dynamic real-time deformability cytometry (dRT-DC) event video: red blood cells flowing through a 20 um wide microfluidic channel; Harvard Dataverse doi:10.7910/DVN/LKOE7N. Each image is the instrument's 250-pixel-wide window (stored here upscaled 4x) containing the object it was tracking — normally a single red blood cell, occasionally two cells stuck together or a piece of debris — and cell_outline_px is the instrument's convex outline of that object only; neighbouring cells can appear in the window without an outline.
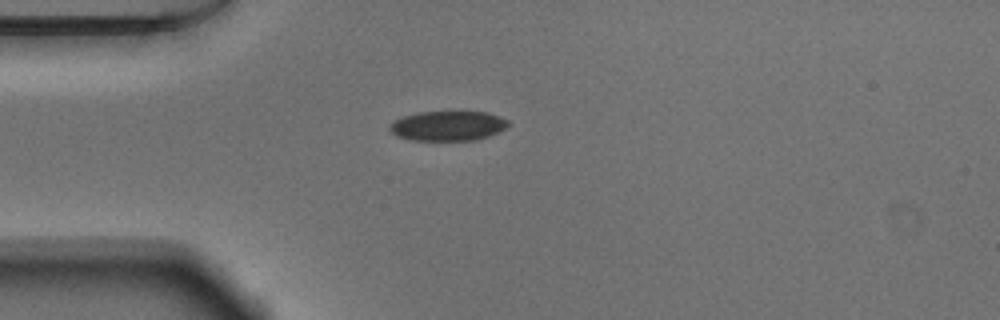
{"species": "Egyptian fruit bat (a non-hibernating species)", "species_latin": "Rousettus aegyptiacus", "temperature_condition": "warm", "stored_images_in_passage": 40, "camera_frame_rate_fps": 3000, "um_per_image_px": 0.085, "animal": {"sex": "male"}, "frame": {"image": 1, "passage_image": 1, "time_ms": 0.0, "image_size_px": [1000, 320], "cell_outline_px": [[508, 124], [504, 128], [488, 136], [476, 140], [408, 140], [396, 136], [388, 128], [388, 124], [404, 116], [416, 112], [488, 112], [500, 116], [508, 120]], "centroid_in_image_um": [38.03, 10.7], "position_along_channel_um": 47.0, "area_um2": 20.52}}
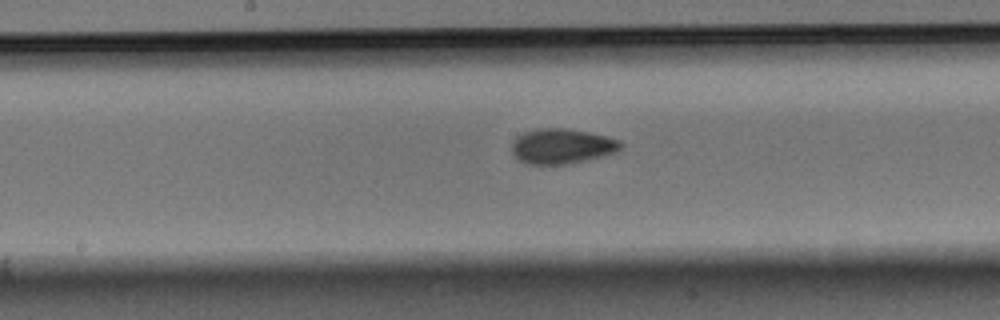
{"frame": {"image": 2, "passage_image": 14, "time_ms": 4.333, "image_size_px": [1000, 320], "cell_outline_px": [[624, 144], [616, 152], [584, 160], [564, 164], [528, 164], [520, 160], [512, 152], [512, 140], [516, 136], [524, 132], [536, 128], [564, 128], [588, 132], [620, 140]], "centroid_in_image_um": [47.73, 12.41], "position_along_channel_um": 200.5, "area_um2": 22.08}}
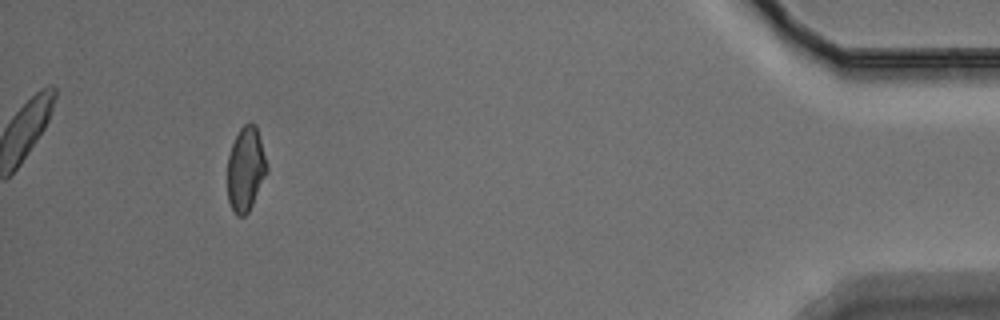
{"frame": {"image": 3, "passage_image": 36, "time_ms": 11.667, "image_size_px": [1000, 320], "cell_outline_px": [[268, 172], [248, 212], [244, 216], [236, 216], [228, 200], [228, 156], [232, 144], [240, 128], [248, 120], [252, 120], [256, 124], [268, 164]], "centroid_in_image_um": [20.9, 14.32], "position_along_channel_um": 414.3, "area_um2": 19.59}, "authors_computed_cell_mechanics": {"area_um2": 20.9814, "velocity_mm_per_s": 3.8202, "shape_relaxation_time_tau1_ms": 6.9712, "shape_relaxation_time_tau2_ms": 2.0527, "deformation_change_tau1": 0.1238, "deformation_change_tau2": 0.067}}